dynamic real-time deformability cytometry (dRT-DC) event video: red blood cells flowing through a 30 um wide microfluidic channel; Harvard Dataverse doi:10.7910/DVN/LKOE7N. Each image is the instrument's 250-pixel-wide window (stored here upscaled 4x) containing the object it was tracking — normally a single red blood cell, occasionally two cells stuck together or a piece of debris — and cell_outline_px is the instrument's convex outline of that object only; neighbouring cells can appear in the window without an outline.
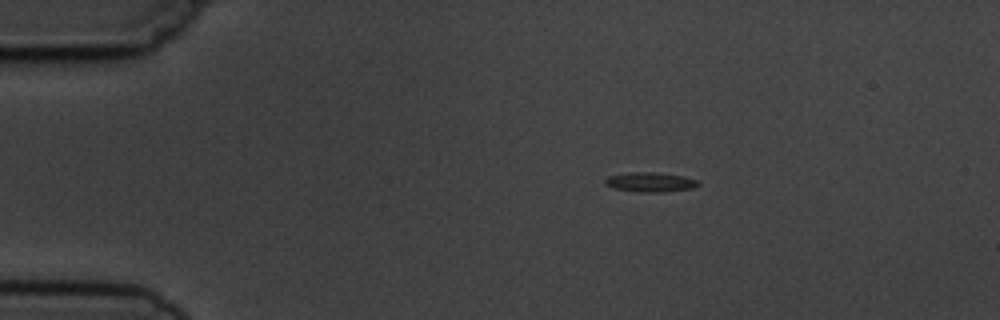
{"species": "common noctule bat (a hibernating species)", "species_latin": "Nyctalus noctula", "temperature_condition": "cold", "stored_images_in_passage": 4, "camera_frame_rate_fps": 3000, "um_per_image_px": 0.085, "animal": {"sex": "male", "body_mass_g": 19.5, "forearm_length_mm": 54.6}, "frame": {"image": 1, "passage_image": 2, "time_ms": 1.0, "image_size_px": [1000, 320], "cell_outline_px": [[700, 184], [692, 188], [660, 192], [640, 192], [612, 188], [604, 184], [604, 180], [608, 176], [628, 172], [652, 172], [684, 176], [696, 180]], "centroid_in_image_um": [55.21, 15.47], "position_along_channel_um": 29.8, "area_um2": 10.58}}